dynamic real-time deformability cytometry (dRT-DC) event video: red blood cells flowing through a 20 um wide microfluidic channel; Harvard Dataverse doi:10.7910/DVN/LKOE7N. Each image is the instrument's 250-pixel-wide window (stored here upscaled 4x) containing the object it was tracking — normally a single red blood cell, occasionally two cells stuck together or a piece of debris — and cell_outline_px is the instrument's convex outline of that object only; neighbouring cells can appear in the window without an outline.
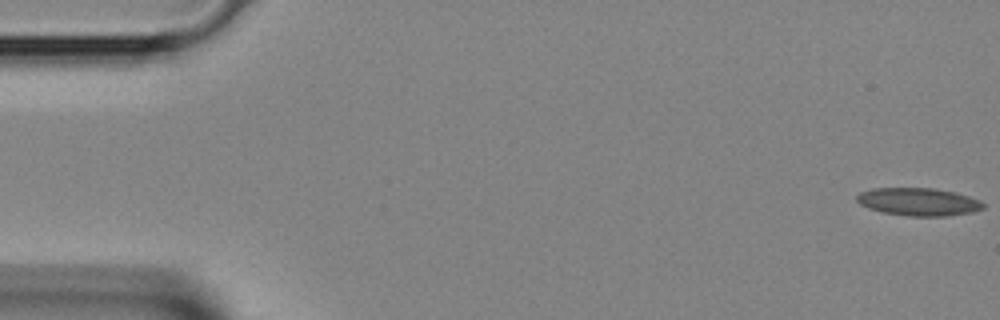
{"species": "Egyptian fruit bat (a non-hibernating species)", "species_latin": "Rousettus aegyptiacus", "temperature_condition": "room temperature", "stored_images_in_passage": 3, "camera_frame_rate_fps": 3000, "um_per_image_px": 0.085, "animal": {"sex": "female"}, "frame": {"image": 1, "passage_image": 1, "time_ms": 0.0, "image_size_px": [1000, 320], "cell_outline_px": [[984, 208], [972, 212], [948, 216], [908, 216], [884, 212], [868, 208], [860, 204], [856, 200], [856, 196], [860, 192], [872, 188], [932, 188], [952, 192], [968, 196], [980, 200], [984, 204]], "centroid_in_image_um": [78.06, 17.15], "position_along_channel_um": 6.9, "area_um2": 20.4}}